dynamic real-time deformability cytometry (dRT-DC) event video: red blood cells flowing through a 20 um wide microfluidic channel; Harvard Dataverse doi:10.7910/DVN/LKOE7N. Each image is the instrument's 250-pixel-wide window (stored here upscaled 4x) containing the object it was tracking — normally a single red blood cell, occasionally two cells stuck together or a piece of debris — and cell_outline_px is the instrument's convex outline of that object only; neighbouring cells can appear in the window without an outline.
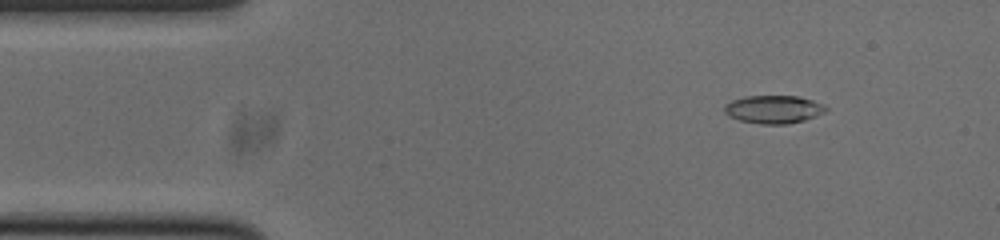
{"species": "common noctule bat (a hibernating species)", "species_latin": "Nyctalus noctula", "temperature_condition": "cold", "stored_images_in_passage": 48, "camera_frame_rate_fps": 3000, "um_per_image_px": 0.085, "animal": {"sex": "male", "body_mass_g": 20.0, "forearm_length_mm": 53.3}, "frame": {"image": 1, "passage_image": 1, "time_ms": 0.0, "image_size_px": [1000, 240], "cell_outline_px": [[828, 108], [824, 112], [800, 120], [784, 124], [764, 124], [740, 120], [724, 112], [724, 104], [732, 100], [748, 96], [796, 96], [812, 100], [824, 104]], "centroid_in_image_um": [65.73, 9.27], "position_along_channel_um": 19.3, "area_um2": 16.13}}
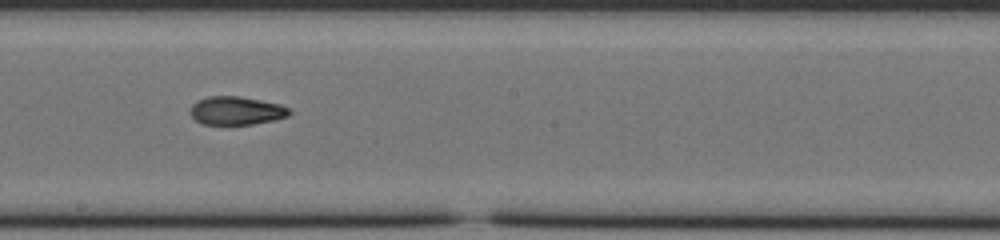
{"frame": {"image": 2, "passage_image": 23, "time_ms": 7.333, "image_size_px": [1000, 240], "cell_outline_px": [[292, 112], [288, 116], [272, 120], [252, 124], [200, 124], [192, 116], [192, 104], [196, 100], [208, 96], [240, 96], [280, 104], [288, 108]], "centroid_in_image_um": [20.08, 9.4], "position_along_channel_um": 228.1, "area_um2": 16.24}}
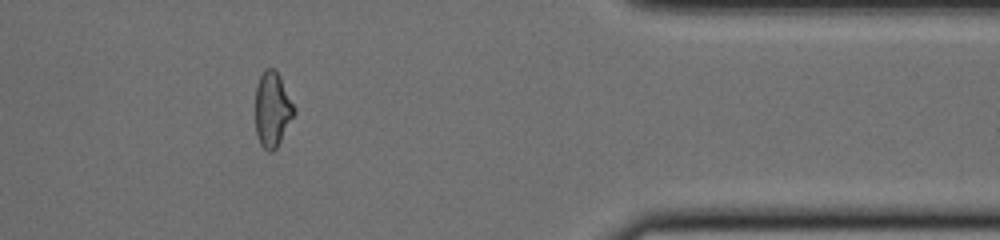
{"frame": {"image": 3, "passage_image": 38, "time_ms": 12.333, "image_size_px": [1000, 240], "cell_outline_px": [[296, 112], [276, 148], [272, 152], [268, 152], [260, 144], [256, 132], [256, 88], [260, 76], [264, 68], [276, 68], [296, 108]], "centroid_in_image_um": [23.16, 9.28], "position_along_channel_um": 388.2, "area_um2": 16.99}, "authors_computed_cell_mechanics": {"area_um2": 17.1666, "velocity_mm_per_s": 3.7894, "shape_relaxation_time_tau1_ms": null, "shape_relaxation_time_tau2_ms": 3.8409, "deformation_change_tau1": null, "deformation_change_tau2": 0.0839}}